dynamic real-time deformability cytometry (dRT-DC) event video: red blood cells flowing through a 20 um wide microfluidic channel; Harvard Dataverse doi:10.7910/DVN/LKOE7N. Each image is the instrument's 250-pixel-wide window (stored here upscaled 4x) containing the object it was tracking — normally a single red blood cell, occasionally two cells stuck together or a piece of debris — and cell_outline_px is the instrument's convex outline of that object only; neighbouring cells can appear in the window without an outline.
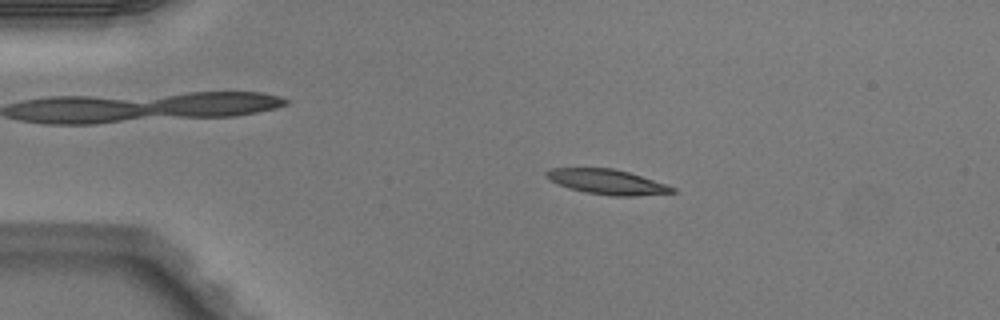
{"species": "Egyptian fruit bat (a non-hibernating species)", "species_latin": "Rousettus aegyptiacus", "temperature_condition": "warm", "stored_images_in_passage": 4, "camera_frame_rate_fps": 3000, "um_per_image_px": 0.085, "animal": {"sex": "male"}, "frame": {"image": 1, "passage_image": 2, "time_ms": 0.333, "image_size_px": [1000, 320], "cell_outline_px": [[676, 192], [636, 196], [612, 196], [588, 192], [568, 188], [548, 180], [544, 172], [552, 168], [612, 168], [628, 172], [676, 188]], "centroid_in_image_um": [51.57, 15.46], "position_along_channel_um": 33.4, "area_um2": 18.09}}
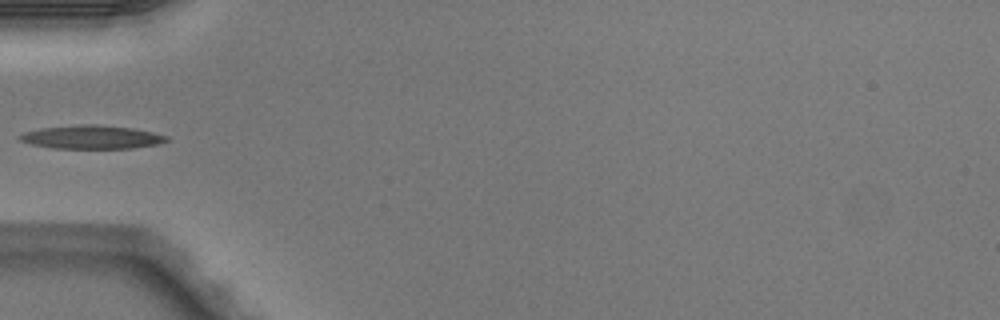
{"frame": {"image": 2, "passage_image": 4, "time_ms": 1.0, "image_size_px": [1000, 320], "cell_outline_px": [[168, 140], [156, 144], [132, 148], [52, 148], [32, 144], [20, 140], [16, 136], [24, 132], [40, 128], [80, 124], [96, 124], [132, 128], [152, 132], [168, 136]], "centroid_in_image_um": [7.75, 11.64], "position_along_channel_um": 77.2, "area_um2": 20.0}}